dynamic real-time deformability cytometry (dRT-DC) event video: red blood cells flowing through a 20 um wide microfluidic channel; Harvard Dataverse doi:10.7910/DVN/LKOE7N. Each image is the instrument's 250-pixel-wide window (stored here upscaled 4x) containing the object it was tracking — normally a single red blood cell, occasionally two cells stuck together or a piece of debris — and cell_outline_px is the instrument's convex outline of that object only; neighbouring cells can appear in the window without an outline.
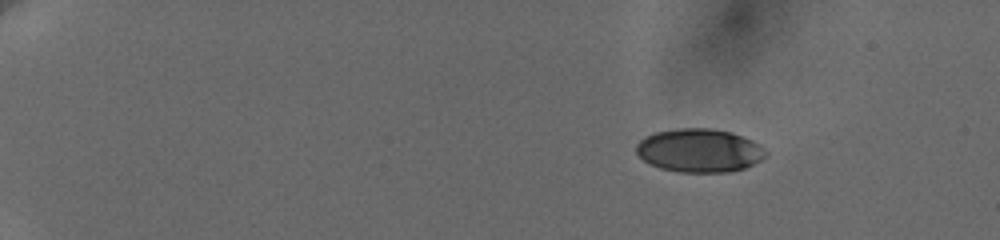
{"species": "human", "species_latin": "Homo sapiens", "temperature_condition": "cold", "stored_images_in_passage": 24, "camera_frame_rate_fps": 3000, "um_per_image_px": 0.085, "donor": {"sex": "female"}, "frame": {"image": 1, "passage_image": 1, "time_ms": 0.0, "image_size_px": [1000, 240], "cell_outline_px": [[768, 156], [744, 168], [728, 172], [680, 172], [660, 168], [644, 160], [636, 152], [636, 144], [644, 136], [656, 132], [680, 128], [708, 128], [732, 132], [752, 140], [760, 144], [768, 152]], "centroid_in_image_um": [59.47, 12.78], "position_along_channel_um": 25.5, "area_um2": 32.83}}
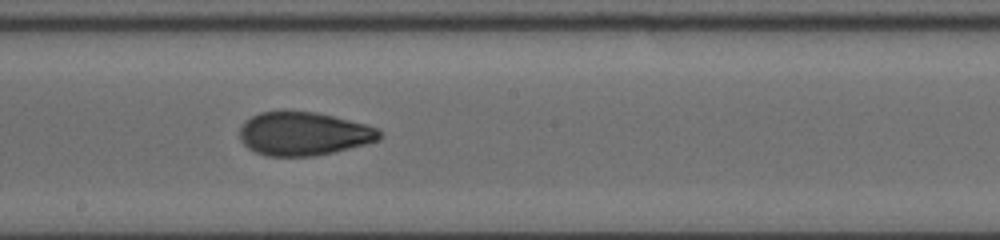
{"frame": {"image": 2, "passage_image": 14, "time_ms": 9.0, "image_size_px": [1000, 240], "cell_outline_px": [[380, 140], [368, 144], [316, 156], [264, 156], [248, 148], [240, 140], [240, 128], [244, 120], [260, 112], [316, 112], [364, 124], [376, 128], [380, 132]], "centroid_in_image_um": [25.79, 11.39], "position_along_channel_um": 222.4, "area_um2": 35.26}}
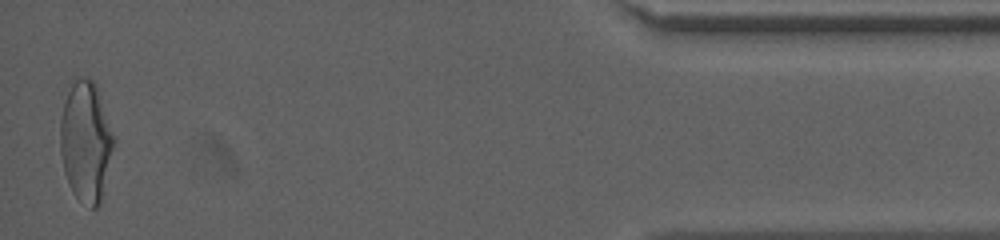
{"frame": {"image": 3, "passage_image": 24, "time_ms": 16.333, "image_size_px": [1000, 240], "cell_outline_px": [[116, 140], [100, 204], [96, 208], [92, 208], [76, 196], [72, 192], [68, 184], [64, 172], [60, 152], [60, 120], [64, 104], [72, 76], [88, 76], [96, 84]], "centroid_in_image_um": [7.29, 11.97], "position_along_channel_um": 427.9, "area_um2": 38.03}, "authors_computed_cell_mechanics": {"area_um2": 35.0557, "velocity_mm_per_s": 3.6671, "shape_relaxation_time_tau1_ms": 6.6239, "shape_relaxation_time_tau2_ms": 1.696, "deformation_change_tau1": 0.1794, "deformation_change_tau2": 0.0661}}